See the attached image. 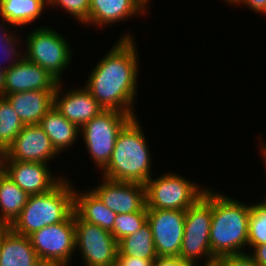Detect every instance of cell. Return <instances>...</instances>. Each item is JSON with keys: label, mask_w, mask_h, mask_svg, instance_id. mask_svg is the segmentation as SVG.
<instances>
[{"label": "cell", "mask_w": 266, "mask_h": 266, "mask_svg": "<svg viewBox=\"0 0 266 266\" xmlns=\"http://www.w3.org/2000/svg\"><path fill=\"white\" fill-rule=\"evenodd\" d=\"M135 38L129 31L120 35L93 69L85 88L104 110L137 116L135 101L138 89L139 57ZM135 112V113H134Z\"/></svg>", "instance_id": "obj_1"}, {"label": "cell", "mask_w": 266, "mask_h": 266, "mask_svg": "<svg viewBox=\"0 0 266 266\" xmlns=\"http://www.w3.org/2000/svg\"><path fill=\"white\" fill-rule=\"evenodd\" d=\"M249 216V203L233 199L212 188L210 247L216 259L247 253Z\"/></svg>", "instance_id": "obj_2"}, {"label": "cell", "mask_w": 266, "mask_h": 266, "mask_svg": "<svg viewBox=\"0 0 266 266\" xmlns=\"http://www.w3.org/2000/svg\"><path fill=\"white\" fill-rule=\"evenodd\" d=\"M137 116L120 131L109 163L99 171L102 177L114 181L145 184L152 174V151ZM145 135V136H144Z\"/></svg>", "instance_id": "obj_3"}, {"label": "cell", "mask_w": 266, "mask_h": 266, "mask_svg": "<svg viewBox=\"0 0 266 266\" xmlns=\"http://www.w3.org/2000/svg\"><path fill=\"white\" fill-rule=\"evenodd\" d=\"M73 182L64 177L52 190L29 195L26 205L9 228L23 236L67 220L74 213Z\"/></svg>", "instance_id": "obj_4"}, {"label": "cell", "mask_w": 266, "mask_h": 266, "mask_svg": "<svg viewBox=\"0 0 266 266\" xmlns=\"http://www.w3.org/2000/svg\"><path fill=\"white\" fill-rule=\"evenodd\" d=\"M212 219V188L185 212L184 235L179 257L183 261L202 262V265L216 263L210 247ZM203 261H202V260Z\"/></svg>", "instance_id": "obj_5"}, {"label": "cell", "mask_w": 266, "mask_h": 266, "mask_svg": "<svg viewBox=\"0 0 266 266\" xmlns=\"http://www.w3.org/2000/svg\"><path fill=\"white\" fill-rule=\"evenodd\" d=\"M53 27H36L26 35L24 57L47 70L59 82L72 62L71 44Z\"/></svg>", "instance_id": "obj_6"}, {"label": "cell", "mask_w": 266, "mask_h": 266, "mask_svg": "<svg viewBox=\"0 0 266 266\" xmlns=\"http://www.w3.org/2000/svg\"><path fill=\"white\" fill-rule=\"evenodd\" d=\"M144 185L147 209L186 211L208 189L174 172L151 177Z\"/></svg>", "instance_id": "obj_7"}, {"label": "cell", "mask_w": 266, "mask_h": 266, "mask_svg": "<svg viewBox=\"0 0 266 266\" xmlns=\"http://www.w3.org/2000/svg\"><path fill=\"white\" fill-rule=\"evenodd\" d=\"M132 118L125 112L104 110L80 128V137L97 169L107 166L121 129Z\"/></svg>", "instance_id": "obj_8"}, {"label": "cell", "mask_w": 266, "mask_h": 266, "mask_svg": "<svg viewBox=\"0 0 266 266\" xmlns=\"http://www.w3.org/2000/svg\"><path fill=\"white\" fill-rule=\"evenodd\" d=\"M75 250L79 251L83 266H111L117 260V241L111 232L81 220L74 213Z\"/></svg>", "instance_id": "obj_9"}, {"label": "cell", "mask_w": 266, "mask_h": 266, "mask_svg": "<svg viewBox=\"0 0 266 266\" xmlns=\"http://www.w3.org/2000/svg\"><path fill=\"white\" fill-rule=\"evenodd\" d=\"M41 260H60L68 265L76 253L74 213L63 222L45 226L29 235Z\"/></svg>", "instance_id": "obj_10"}, {"label": "cell", "mask_w": 266, "mask_h": 266, "mask_svg": "<svg viewBox=\"0 0 266 266\" xmlns=\"http://www.w3.org/2000/svg\"><path fill=\"white\" fill-rule=\"evenodd\" d=\"M184 210L147 209L158 257H179L184 235Z\"/></svg>", "instance_id": "obj_11"}, {"label": "cell", "mask_w": 266, "mask_h": 266, "mask_svg": "<svg viewBox=\"0 0 266 266\" xmlns=\"http://www.w3.org/2000/svg\"><path fill=\"white\" fill-rule=\"evenodd\" d=\"M102 178L101 183L91 190L116 214L142 211L146 207L144 184Z\"/></svg>", "instance_id": "obj_12"}, {"label": "cell", "mask_w": 266, "mask_h": 266, "mask_svg": "<svg viewBox=\"0 0 266 266\" xmlns=\"http://www.w3.org/2000/svg\"><path fill=\"white\" fill-rule=\"evenodd\" d=\"M63 84L64 81L59 82L55 89L53 106L67 120L79 128L104 111L103 107L84 86L74 87L65 92L62 89Z\"/></svg>", "instance_id": "obj_13"}, {"label": "cell", "mask_w": 266, "mask_h": 266, "mask_svg": "<svg viewBox=\"0 0 266 266\" xmlns=\"http://www.w3.org/2000/svg\"><path fill=\"white\" fill-rule=\"evenodd\" d=\"M60 155L39 124L25 125L7 148V158L22 162L50 164Z\"/></svg>", "instance_id": "obj_14"}, {"label": "cell", "mask_w": 266, "mask_h": 266, "mask_svg": "<svg viewBox=\"0 0 266 266\" xmlns=\"http://www.w3.org/2000/svg\"><path fill=\"white\" fill-rule=\"evenodd\" d=\"M5 174L28 195L48 192L66 177L54 175L47 163L22 162L8 158Z\"/></svg>", "instance_id": "obj_15"}, {"label": "cell", "mask_w": 266, "mask_h": 266, "mask_svg": "<svg viewBox=\"0 0 266 266\" xmlns=\"http://www.w3.org/2000/svg\"><path fill=\"white\" fill-rule=\"evenodd\" d=\"M58 83L47 70L23 57L6 70L4 96L33 90L55 91Z\"/></svg>", "instance_id": "obj_16"}, {"label": "cell", "mask_w": 266, "mask_h": 266, "mask_svg": "<svg viewBox=\"0 0 266 266\" xmlns=\"http://www.w3.org/2000/svg\"><path fill=\"white\" fill-rule=\"evenodd\" d=\"M148 9L141 0H90L89 18L84 25L92 24L101 30L106 25L108 27L129 18L148 15Z\"/></svg>", "instance_id": "obj_17"}, {"label": "cell", "mask_w": 266, "mask_h": 266, "mask_svg": "<svg viewBox=\"0 0 266 266\" xmlns=\"http://www.w3.org/2000/svg\"><path fill=\"white\" fill-rule=\"evenodd\" d=\"M55 91L33 90L3 96L19 115L24 125L40 124L41 119L53 107Z\"/></svg>", "instance_id": "obj_18"}, {"label": "cell", "mask_w": 266, "mask_h": 266, "mask_svg": "<svg viewBox=\"0 0 266 266\" xmlns=\"http://www.w3.org/2000/svg\"><path fill=\"white\" fill-rule=\"evenodd\" d=\"M74 213L83 221L98 225L112 233L117 214L106 207L91 190H76L74 187Z\"/></svg>", "instance_id": "obj_19"}, {"label": "cell", "mask_w": 266, "mask_h": 266, "mask_svg": "<svg viewBox=\"0 0 266 266\" xmlns=\"http://www.w3.org/2000/svg\"><path fill=\"white\" fill-rule=\"evenodd\" d=\"M29 236L19 235L10 228L0 238V266H35L39 261Z\"/></svg>", "instance_id": "obj_20"}, {"label": "cell", "mask_w": 266, "mask_h": 266, "mask_svg": "<svg viewBox=\"0 0 266 266\" xmlns=\"http://www.w3.org/2000/svg\"><path fill=\"white\" fill-rule=\"evenodd\" d=\"M39 125L59 154L72 147L80 136V128L67 120L54 106L41 119Z\"/></svg>", "instance_id": "obj_21"}, {"label": "cell", "mask_w": 266, "mask_h": 266, "mask_svg": "<svg viewBox=\"0 0 266 266\" xmlns=\"http://www.w3.org/2000/svg\"><path fill=\"white\" fill-rule=\"evenodd\" d=\"M46 6L48 0H0V17L16 28H23L36 23Z\"/></svg>", "instance_id": "obj_22"}, {"label": "cell", "mask_w": 266, "mask_h": 266, "mask_svg": "<svg viewBox=\"0 0 266 266\" xmlns=\"http://www.w3.org/2000/svg\"><path fill=\"white\" fill-rule=\"evenodd\" d=\"M117 247V256H131L147 260H155L158 257L153 241L152 229L148 222L131 235L119 240Z\"/></svg>", "instance_id": "obj_23"}, {"label": "cell", "mask_w": 266, "mask_h": 266, "mask_svg": "<svg viewBox=\"0 0 266 266\" xmlns=\"http://www.w3.org/2000/svg\"><path fill=\"white\" fill-rule=\"evenodd\" d=\"M29 195L6 174L0 177V221L10 226L26 205Z\"/></svg>", "instance_id": "obj_24"}, {"label": "cell", "mask_w": 266, "mask_h": 266, "mask_svg": "<svg viewBox=\"0 0 266 266\" xmlns=\"http://www.w3.org/2000/svg\"><path fill=\"white\" fill-rule=\"evenodd\" d=\"M19 115L4 98H0V147L7 149L24 128Z\"/></svg>", "instance_id": "obj_25"}, {"label": "cell", "mask_w": 266, "mask_h": 266, "mask_svg": "<svg viewBox=\"0 0 266 266\" xmlns=\"http://www.w3.org/2000/svg\"><path fill=\"white\" fill-rule=\"evenodd\" d=\"M266 243V196L263 201L250 203L248 249Z\"/></svg>", "instance_id": "obj_26"}, {"label": "cell", "mask_w": 266, "mask_h": 266, "mask_svg": "<svg viewBox=\"0 0 266 266\" xmlns=\"http://www.w3.org/2000/svg\"><path fill=\"white\" fill-rule=\"evenodd\" d=\"M147 222V207L142 211L128 214H117L113 225V236L118 242L124 237L139 230Z\"/></svg>", "instance_id": "obj_27"}, {"label": "cell", "mask_w": 266, "mask_h": 266, "mask_svg": "<svg viewBox=\"0 0 266 266\" xmlns=\"http://www.w3.org/2000/svg\"><path fill=\"white\" fill-rule=\"evenodd\" d=\"M49 7L50 9L61 8V10L72 16L78 24L84 25L89 18L90 0H48Z\"/></svg>", "instance_id": "obj_28"}, {"label": "cell", "mask_w": 266, "mask_h": 266, "mask_svg": "<svg viewBox=\"0 0 266 266\" xmlns=\"http://www.w3.org/2000/svg\"><path fill=\"white\" fill-rule=\"evenodd\" d=\"M17 36L18 34L9 40V47H0V53H1L0 57L3 60L1 61L0 59L1 61L0 68L4 70L9 69L10 67L18 63L24 57V50L18 49L20 48L19 46L22 44L21 43L22 41H21V38H18Z\"/></svg>", "instance_id": "obj_29"}, {"label": "cell", "mask_w": 266, "mask_h": 266, "mask_svg": "<svg viewBox=\"0 0 266 266\" xmlns=\"http://www.w3.org/2000/svg\"><path fill=\"white\" fill-rule=\"evenodd\" d=\"M219 266H258L249 253L225 255L216 260Z\"/></svg>", "instance_id": "obj_30"}, {"label": "cell", "mask_w": 266, "mask_h": 266, "mask_svg": "<svg viewBox=\"0 0 266 266\" xmlns=\"http://www.w3.org/2000/svg\"><path fill=\"white\" fill-rule=\"evenodd\" d=\"M0 19H1L0 20V47H9V40L12 39L17 34L15 31L16 27L8 23L2 17H0ZM11 27L12 28L14 27L13 28L14 31Z\"/></svg>", "instance_id": "obj_31"}, {"label": "cell", "mask_w": 266, "mask_h": 266, "mask_svg": "<svg viewBox=\"0 0 266 266\" xmlns=\"http://www.w3.org/2000/svg\"><path fill=\"white\" fill-rule=\"evenodd\" d=\"M230 5H243L249 10L266 16V0H234Z\"/></svg>", "instance_id": "obj_32"}, {"label": "cell", "mask_w": 266, "mask_h": 266, "mask_svg": "<svg viewBox=\"0 0 266 266\" xmlns=\"http://www.w3.org/2000/svg\"><path fill=\"white\" fill-rule=\"evenodd\" d=\"M154 261L131 256H117L116 263L118 266H153Z\"/></svg>", "instance_id": "obj_33"}, {"label": "cell", "mask_w": 266, "mask_h": 266, "mask_svg": "<svg viewBox=\"0 0 266 266\" xmlns=\"http://www.w3.org/2000/svg\"><path fill=\"white\" fill-rule=\"evenodd\" d=\"M249 255L254 259L258 266H266V243L256 245L251 248Z\"/></svg>", "instance_id": "obj_34"}, {"label": "cell", "mask_w": 266, "mask_h": 266, "mask_svg": "<svg viewBox=\"0 0 266 266\" xmlns=\"http://www.w3.org/2000/svg\"><path fill=\"white\" fill-rule=\"evenodd\" d=\"M182 262L180 257H157L153 266H179Z\"/></svg>", "instance_id": "obj_35"}, {"label": "cell", "mask_w": 266, "mask_h": 266, "mask_svg": "<svg viewBox=\"0 0 266 266\" xmlns=\"http://www.w3.org/2000/svg\"><path fill=\"white\" fill-rule=\"evenodd\" d=\"M6 159H7V149L0 147V177H2L5 174Z\"/></svg>", "instance_id": "obj_36"}, {"label": "cell", "mask_w": 266, "mask_h": 266, "mask_svg": "<svg viewBox=\"0 0 266 266\" xmlns=\"http://www.w3.org/2000/svg\"><path fill=\"white\" fill-rule=\"evenodd\" d=\"M35 266H71L60 260H39Z\"/></svg>", "instance_id": "obj_37"}, {"label": "cell", "mask_w": 266, "mask_h": 266, "mask_svg": "<svg viewBox=\"0 0 266 266\" xmlns=\"http://www.w3.org/2000/svg\"><path fill=\"white\" fill-rule=\"evenodd\" d=\"M5 73L6 70L0 68V98L4 96Z\"/></svg>", "instance_id": "obj_38"}, {"label": "cell", "mask_w": 266, "mask_h": 266, "mask_svg": "<svg viewBox=\"0 0 266 266\" xmlns=\"http://www.w3.org/2000/svg\"><path fill=\"white\" fill-rule=\"evenodd\" d=\"M259 141H261V143L259 142V144H260V145H259V147H260L259 150H261V151H260V153H261V157L263 156V157H262V158H263V159H262V160H263L262 162H265V163H264V166L266 167V144H265L266 142L263 143L262 140H259ZM265 170H266V169H265Z\"/></svg>", "instance_id": "obj_39"}, {"label": "cell", "mask_w": 266, "mask_h": 266, "mask_svg": "<svg viewBox=\"0 0 266 266\" xmlns=\"http://www.w3.org/2000/svg\"><path fill=\"white\" fill-rule=\"evenodd\" d=\"M179 266H204V265H200L198 262H194V261H183Z\"/></svg>", "instance_id": "obj_40"}, {"label": "cell", "mask_w": 266, "mask_h": 266, "mask_svg": "<svg viewBox=\"0 0 266 266\" xmlns=\"http://www.w3.org/2000/svg\"><path fill=\"white\" fill-rule=\"evenodd\" d=\"M8 228L9 226L6 223H4L3 221H0V238L6 232Z\"/></svg>", "instance_id": "obj_41"}, {"label": "cell", "mask_w": 266, "mask_h": 266, "mask_svg": "<svg viewBox=\"0 0 266 266\" xmlns=\"http://www.w3.org/2000/svg\"><path fill=\"white\" fill-rule=\"evenodd\" d=\"M148 8L150 7V5L149 4H151L150 3V1L151 0H141ZM149 5V6H148Z\"/></svg>", "instance_id": "obj_42"}, {"label": "cell", "mask_w": 266, "mask_h": 266, "mask_svg": "<svg viewBox=\"0 0 266 266\" xmlns=\"http://www.w3.org/2000/svg\"><path fill=\"white\" fill-rule=\"evenodd\" d=\"M223 1V0H222ZM225 1V4H231L234 0H224Z\"/></svg>", "instance_id": "obj_43"}, {"label": "cell", "mask_w": 266, "mask_h": 266, "mask_svg": "<svg viewBox=\"0 0 266 266\" xmlns=\"http://www.w3.org/2000/svg\"><path fill=\"white\" fill-rule=\"evenodd\" d=\"M206 266H219L217 263H213L211 265H206Z\"/></svg>", "instance_id": "obj_44"}]
</instances>
